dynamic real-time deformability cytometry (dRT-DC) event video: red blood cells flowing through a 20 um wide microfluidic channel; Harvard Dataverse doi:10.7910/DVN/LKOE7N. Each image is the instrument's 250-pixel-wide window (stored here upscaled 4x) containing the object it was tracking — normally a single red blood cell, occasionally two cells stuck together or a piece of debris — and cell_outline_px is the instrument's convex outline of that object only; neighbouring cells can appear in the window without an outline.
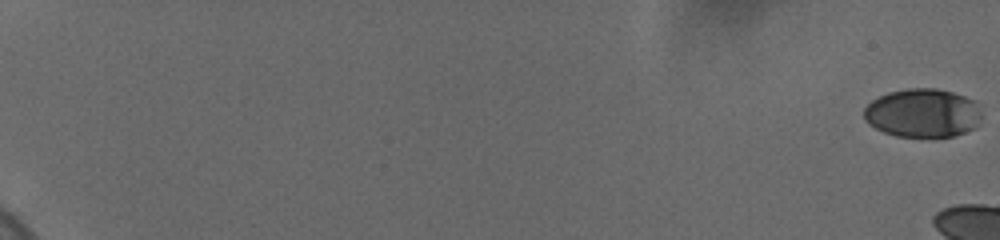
{"species": "human", "species_latin": "Homo sapiens", "temperature_condition": "cold", "stored_images_in_passage": 9, "camera_frame_rate_fps": 3000, "um_per_image_px": 0.085, "donor": {"sex": "female"}, "frame": {"image": 1, "passage_image": 1, "time_ms": 0.0, "image_size_px": [1000, 240], "cell_outline_px": [[980, 124], [976, 128], [956, 136], [896, 136], [884, 132], [868, 124], [864, 120], [864, 108], [872, 100], [888, 92], [908, 88], [936, 88], [952, 92], [976, 100], [980, 112]], "centroid_in_image_um": [78.45, 9.6], "position_along_channel_um": 6.6, "area_um2": 33.58}}